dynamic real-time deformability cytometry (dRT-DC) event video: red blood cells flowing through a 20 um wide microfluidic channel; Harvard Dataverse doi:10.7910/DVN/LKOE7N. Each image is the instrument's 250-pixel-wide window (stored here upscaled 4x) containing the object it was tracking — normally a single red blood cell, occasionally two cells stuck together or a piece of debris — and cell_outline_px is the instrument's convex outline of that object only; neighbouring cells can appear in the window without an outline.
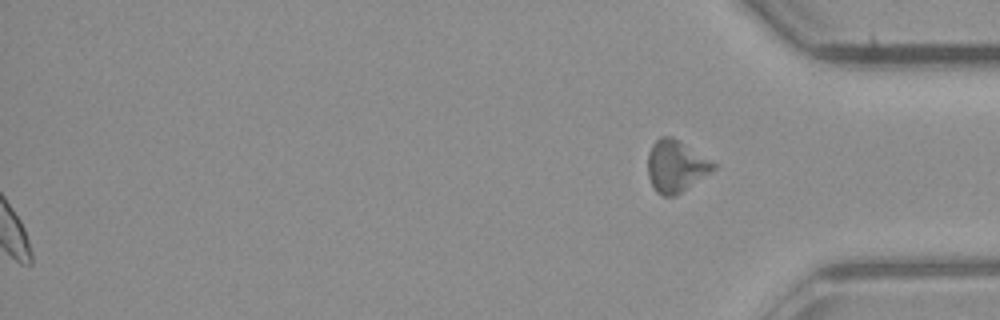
{"species": "common noctule bat (a hibernating species)", "species_latin": "Nyctalus noctula", "temperature_condition": "room temperature", "stored_images_in_passage": 44, "segment_of_instrument_passage": [2, 2], "camera_frame_rate_fps": 3000, "um_per_image_px": 0.085, "animal": {"sex": "male", "body_mass_g": 23.1, "forearm_length_mm": 52.7}, "frame": {"image": 1, "passage_image": 44, "time_ms": 14.333, "image_size_px": [1000, 320], "cell_outline_px": [[716, 168], [676, 196], [664, 196], [656, 192], [648, 176], [648, 152], [652, 144], [660, 136], [672, 136], [716, 164]], "centroid_in_image_um": [57.41, 14.13], "position_along_channel_um": 377.8, "area_um2": 19.59}}